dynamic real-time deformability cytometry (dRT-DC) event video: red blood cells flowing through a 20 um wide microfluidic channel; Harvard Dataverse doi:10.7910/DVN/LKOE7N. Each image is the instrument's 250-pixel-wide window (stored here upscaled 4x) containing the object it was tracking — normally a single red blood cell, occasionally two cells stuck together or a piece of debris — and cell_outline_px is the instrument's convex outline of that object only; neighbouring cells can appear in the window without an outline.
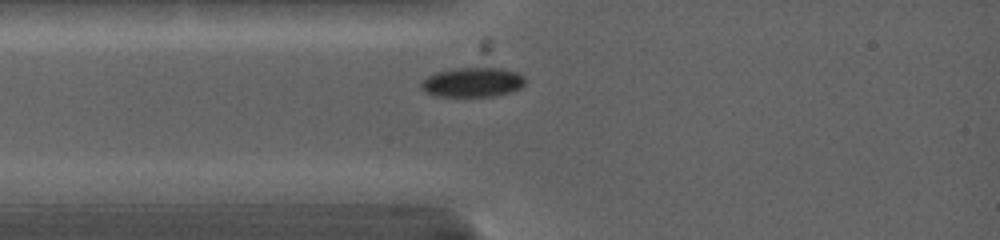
{"species": "common noctule bat (a hibernating species)", "species_latin": "Nyctalus noctula", "temperature_condition": "warm", "stored_images_in_passage": 28, "camera_frame_rate_fps": 5000, "um_per_image_px": 0.085, "animal": {"sex": "female", "body_mass_g": 19.0, "forearm_length_mm": 53.3}, "frame": {"image": 1, "passage_image": 1, "time_ms": 0.0, "image_size_px": [1000, 240], "cell_outline_px": [[524, 84], [520, 88], [512, 92], [496, 96], [436, 96], [420, 88], [420, 84], [428, 76], [484, 44], [524, 76]], "centroid_in_image_um": [40.36, 6.49], "position_along_channel_um": 44.6, "area_um2": 24.57}}
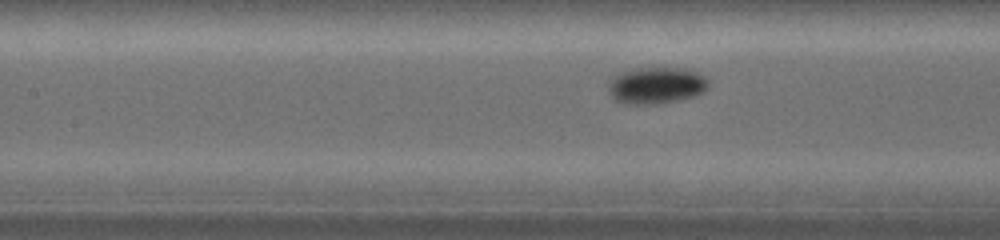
{"frame": {"image": 2, "passage_image": 14, "time_ms": 2.6, "image_size_px": [1000, 240], "cell_outline_px": [[708, 88], [704, 92], [696, 96], [676, 100], [652, 104], [624, 104], [616, 100], [608, 92], [608, 84], [616, 76], [624, 72], [640, 68], [680, 68], [696, 72], [704, 76], [708, 84]], "centroid_in_image_um": [55.8, 7.28], "position_along_channel_um": 151.6, "area_um2": 21.04}}
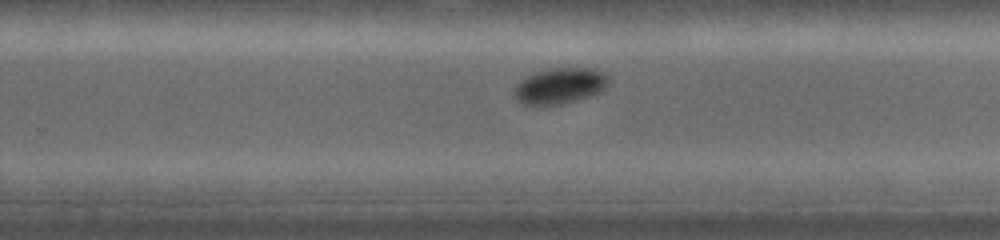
{"frame": {"image": 3, "passage_image": 24, "time_ms": 5.8, "image_size_px": [1000, 240], "cell_outline_px": [[608, 84], [600, 92], [576, 100], [560, 104], [524, 104], [516, 100], [512, 96], [512, 88], [516, 84], [528, 76], [536, 72], [556, 68], [592, 68], [604, 72], [608, 80]], "centroid_in_image_um": [47.55, 7.29], "position_along_channel_um": 282.2, "area_um2": 19.54}}